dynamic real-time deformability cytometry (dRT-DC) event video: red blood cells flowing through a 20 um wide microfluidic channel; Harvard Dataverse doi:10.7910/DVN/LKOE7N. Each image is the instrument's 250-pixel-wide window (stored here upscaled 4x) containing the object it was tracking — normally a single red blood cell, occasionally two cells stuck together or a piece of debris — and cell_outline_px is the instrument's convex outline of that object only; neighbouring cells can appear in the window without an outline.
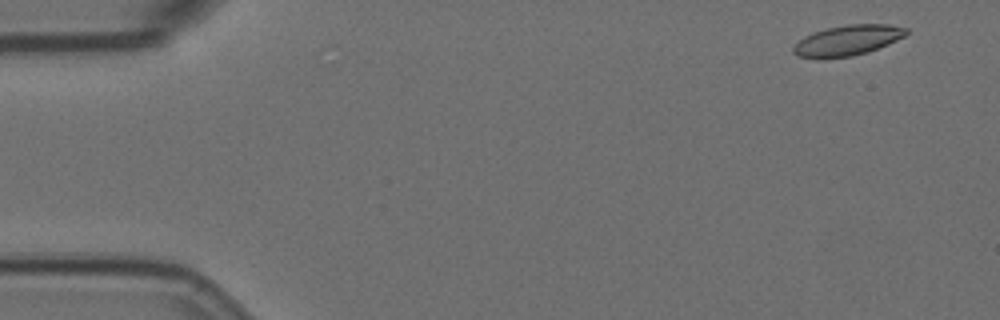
{"species": "Egyptian fruit bat (a non-hibernating species)", "species_latin": "Rousettus aegyptiacus", "temperature_condition": "room temperature", "stored_images_in_passage": 4, "camera_frame_rate_fps": 3000, "um_per_image_px": 0.085, "animal": {"sex": "female"}, "frame": {"image": 1, "passage_image": 1, "time_ms": 0.0, "image_size_px": [1000, 320], "cell_outline_px": [[908, 32], [904, 36], [888, 44], [868, 52], [852, 56], [796, 56], [792, 52], [792, 48], [804, 36], [812, 32], [828, 28], [848, 24], [888, 24], [908, 28]], "centroid_in_image_um": [72.08, 3.39], "position_along_channel_um": 12.9, "area_um2": 19.48}}